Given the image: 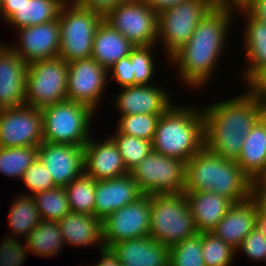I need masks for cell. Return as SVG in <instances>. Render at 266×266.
Masks as SVG:
<instances>
[{
  "mask_svg": "<svg viewBox=\"0 0 266 266\" xmlns=\"http://www.w3.org/2000/svg\"><path fill=\"white\" fill-rule=\"evenodd\" d=\"M235 9L215 5L198 23L190 40L168 59L171 66L178 67L184 85L202 89L210 81L224 53Z\"/></svg>",
  "mask_w": 266,
  "mask_h": 266,
  "instance_id": "1",
  "label": "cell"
},
{
  "mask_svg": "<svg viewBox=\"0 0 266 266\" xmlns=\"http://www.w3.org/2000/svg\"><path fill=\"white\" fill-rule=\"evenodd\" d=\"M244 94L201 107L205 147L225 159L237 160L254 124L265 108L247 87Z\"/></svg>",
  "mask_w": 266,
  "mask_h": 266,
  "instance_id": "2",
  "label": "cell"
},
{
  "mask_svg": "<svg viewBox=\"0 0 266 266\" xmlns=\"http://www.w3.org/2000/svg\"><path fill=\"white\" fill-rule=\"evenodd\" d=\"M254 186L236 160L222 158L205 146L185 163L184 191H210L238 203L253 196Z\"/></svg>",
  "mask_w": 266,
  "mask_h": 266,
  "instance_id": "3",
  "label": "cell"
},
{
  "mask_svg": "<svg viewBox=\"0 0 266 266\" xmlns=\"http://www.w3.org/2000/svg\"><path fill=\"white\" fill-rule=\"evenodd\" d=\"M195 106L173 104L160 116L152 150L186 163L205 146L203 112Z\"/></svg>",
  "mask_w": 266,
  "mask_h": 266,
  "instance_id": "4",
  "label": "cell"
},
{
  "mask_svg": "<svg viewBox=\"0 0 266 266\" xmlns=\"http://www.w3.org/2000/svg\"><path fill=\"white\" fill-rule=\"evenodd\" d=\"M198 233L184 192L150 195L149 236L170 248Z\"/></svg>",
  "mask_w": 266,
  "mask_h": 266,
  "instance_id": "5",
  "label": "cell"
},
{
  "mask_svg": "<svg viewBox=\"0 0 266 266\" xmlns=\"http://www.w3.org/2000/svg\"><path fill=\"white\" fill-rule=\"evenodd\" d=\"M42 111L43 142L84 146L91 138L95 111L79 102L63 101Z\"/></svg>",
  "mask_w": 266,
  "mask_h": 266,
  "instance_id": "6",
  "label": "cell"
},
{
  "mask_svg": "<svg viewBox=\"0 0 266 266\" xmlns=\"http://www.w3.org/2000/svg\"><path fill=\"white\" fill-rule=\"evenodd\" d=\"M104 16L95 10L78 6L69 0L62 6L59 57L67 63L92 55L96 30Z\"/></svg>",
  "mask_w": 266,
  "mask_h": 266,
  "instance_id": "7",
  "label": "cell"
},
{
  "mask_svg": "<svg viewBox=\"0 0 266 266\" xmlns=\"http://www.w3.org/2000/svg\"><path fill=\"white\" fill-rule=\"evenodd\" d=\"M68 63L50 58L29 63L26 73L25 105L42 109L67 99Z\"/></svg>",
  "mask_w": 266,
  "mask_h": 266,
  "instance_id": "8",
  "label": "cell"
},
{
  "mask_svg": "<svg viewBox=\"0 0 266 266\" xmlns=\"http://www.w3.org/2000/svg\"><path fill=\"white\" fill-rule=\"evenodd\" d=\"M215 6L213 0H187L158 13V39L166 60L191 38L201 19Z\"/></svg>",
  "mask_w": 266,
  "mask_h": 266,
  "instance_id": "9",
  "label": "cell"
},
{
  "mask_svg": "<svg viewBox=\"0 0 266 266\" xmlns=\"http://www.w3.org/2000/svg\"><path fill=\"white\" fill-rule=\"evenodd\" d=\"M104 20L135 46H156L158 14L146 0H125L110 9Z\"/></svg>",
  "mask_w": 266,
  "mask_h": 266,
  "instance_id": "10",
  "label": "cell"
},
{
  "mask_svg": "<svg viewBox=\"0 0 266 266\" xmlns=\"http://www.w3.org/2000/svg\"><path fill=\"white\" fill-rule=\"evenodd\" d=\"M144 195L184 192L185 163L151 152L130 171Z\"/></svg>",
  "mask_w": 266,
  "mask_h": 266,
  "instance_id": "11",
  "label": "cell"
},
{
  "mask_svg": "<svg viewBox=\"0 0 266 266\" xmlns=\"http://www.w3.org/2000/svg\"><path fill=\"white\" fill-rule=\"evenodd\" d=\"M150 195H143L133 203L126 204L102 220L104 246L149 236Z\"/></svg>",
  "mask_w": 266,
  "mask_h": 266,
  "instance_id": "12",
  "label": "cell"
},
{
  "mask_svg": "<svg viewBox=\"0 0 266 266\" xmlns=\"http://www.w3.org/2000/svg\"><path fill=\"white\" fill-rule=\"evenodd\" d=\"M42 142L41 109L28 105L0 109V147H39Z\"/></svg>",
  "mask_w": 266,
  "mask_h": 266,
  "instance_id": "13",
  "label": "cell"
},
{
  "mask_svg": "<svg viewBox=\"0 0 266 266\" xmlns=\"http://www.w3.org/2000/svg\"><path fill=\"white\" fill-rule=\"evenodd\" d=\"M108 77V70L92 57L69 62L67 99L83 103L96 112Z\"/></svg>",
  "mask_w": 266,
  "mask_h": 266,
  "instance_id": "14",
  "label": "cell"
},
{
  "mask_svg": "<svg viewBox=\"0 0 266 266\" xmlns=\"http://www.w3.org/2000/svg\"><path fill=\"white\" fill-rule=\"evenodd\" d=\"M19 43L9 45L25 63L59 57L60 24L58 19L18 29Z\"/></svg>",
  "mask_w": 266,
  "mask_h": 266,
  "instance_id": "15",
  "label": "cell"
},
{
  "mask_svg": "<svg viewBox=\"0 0 266 266\" xmlns=\"http://www.w3.org/2000/svg\"><path fill=\"white\" fill-rule=\"evenodd\" d=\"M84 146L42 142L38 157L57 187H65L84 172Z\"/></svg>",
  "mask_w": 266,
  "mask_h": 266,
  "instance_id": "16",
  "label": "cell"
},
{
  "mask_svg": "<svg viewBox=\"0 0 266 266\" xmlns=\"http://www.w3.org/2000/svg\"><path fill=\"white\" fill-rule=\"evenodd\" d=\"M259 222L260 206L253 195L247 200L233 203L211 233L237 250Z\"/></svg>",
  "mask_w": 266,
  "mask_h": 266,
  "instance_id": "17",
  "label": "cell"
},
{
  "mask_svg": "<svg viewBox=\"0 0 266 266\" xmlns=\"http://www.w3.org/2000/svg\"><path fill=\"white\" fill-rule=\"evenodd\" d=\"M151 85H133L123 87L115 97L120 116L149 114L162 115L173 104L171 97L163 87Z\"/></svg>",
  "mask_w": 266,
  "mask_h": 266,
  "instance_id": "18",
  "label": "cell"
},
{
  "mask_svg": "<svg viewBox=\"0 0 266 266\" xmlns=\"http://www.w3.org/2000/svg\"><path fill=\"white\" fill-rule=\"evenodd\" d=\"M84 145V172L96 181L117 178L130 173L116 144L110 137L92 139Z\"/></svg>",
  "mask_w": 266,
  "mask_h": 266,
  "instance_id": "19",
  "label": "cell"
},
{
  "mask_svg": "<svg viewBox=\"0 0 266 266\" xmlns=\"http://www.w3.org/2000/svg\"><path fill=\"white\" fill-rule=\"evenodd\" d=\"M144 194L130 173L107 180L96 181L93 215L103 220L126 204L141 198Z\"/></svg>",
  "mask_w": 266,
  "mask_h": 266,
  "instance_id": "20",
  "label": "cell"
},
{
  "mask_svg": "<svg viewBox=\"0 0 266 266\" xmlns=\"http://www.w3.org/2000/svg\"><path fill=\"white\" fill-rule=\"evenodd\" d=\"M27 66L8 44L0 49V109L25 105Z\"/></svg>",
  "mask_w": 266,
  "mask_h": 266,
  "instance_id": "21",
  "label": "cell"
},
{
  "mask_svg": "<svg viewBox=\"0 0 266 266\" xmlns=\"http://www.w3.org/2000/svg\"><path fill=\"white\" fill-rule=\"evenodd\" d=\"M235 11L240 12L242 19H245L244 48L245 58L248 59L242 73L248 87L258 76L266 71V23L252 18L242 7H237ZM245 18H244V17Z\"/></svg>",
  "mask_w": 266,
  "mask_h": 266,
  "instance_id": "22",
  "label": "cell"
},
{
  "mask_svg": "<svg viewBox=\"0 0 266 266\" xmlns=\"http://www.w3.org/2000/svg\"><path fill=\"white\" fill-rule=\"evenodd\" d=\"M112 249L123 266H169V248L150 236L118 242Z\"/></svg>",
  "mask_w": 266,
  "mask_h": 266,
  "instance_id": "23",
  "label": "cell"
},
{
  "mask_svg": "<svg viewBox=\"0 0 266 266\" xmlns=\"http://www.w3.org/2000/svg\"><path fill=\"white\" fill-rule=\"evenodd\" d=\"M241 170L254 182L266 178V117L262 115L245 137L236 160Z\"/></svg>",
  "mask_w": 266,
  "mask_h": 266,
  "instance_id": "24",
  "label": "cell"
},
{
  "mask_svg": "<svg viewBox=\"0 0 266 266\" xmlns=\"http://www.w3.org/2000/svg\"><path fill=\"white\" fill-rule=\"evenodd\" d=\"M198 232H211L233 202L213 192L184 191Z\"/></svg>",
  "mask_w": 266,
  "mask_h": 266,
  "instance_id": "25",
  "label": "cell"
},
{
  "mask_svg": "<svg viewBox=\"0 0 266 266\" xmlns=\"http://www.w3.org/2000/svg\"><path fill=\"white\" fill-rule=\"evenodd\" d=\"M64 244L71 246H104L102 220L94 215L70 212L58 222Z\"/></svg>",
  "mask_w": 266,
  "mask_h": 266,
  "instance_id": "26",
  "label": "cell"
},
{
  "mask_svg": "<svg viewBox=\"0 0 266 266\" xmlns=\"http://www.w3.org/2000/svg\"><path fill=\"white\" fill-rule=\"evenodd\" d=\"M134 47L135 45L103 19L94 36L91 57L108 70L121 58L130 55Z\"/></svg>",
  "mask_w": 266,
  "mask_h": 266,
  "instance_id": "27",
  "label": "cell"
},
{
  "mask_svg": "<svg viewBox=\"0 0 266 266\" xmlns=\"http://www.w3.org/2000/svg\"><path fill=\"white\" fill-rule=\"evenodd\" d=\"M67 0H24L17 11L5 22L21 29L58 19Z\"/></svg>",
  "mask_w": 266,
  "mask_h": 266,
  "instance_id": "28",
  "label": "cell"
},
{
  "mask_svg": "<svg viewBox=\"0 0 266 266\" xmlns=\"http://www.w3.org/2000/svg\"><path fill=\"white\" fill-rule=\"evenodd\" d=\"M23 241L28 252L48 258L57 255L65 245L59 224L46 220H41Z\"/></svg>",
  "mask_w": 266,
  "mask_h": 266,
  "instance_id": "29",
  "label": "cell"
},
{
  "mask_svg": "<svg viewBox=\"0 0 266 266\" xmlns=\"http://www.w3.org/2000/svg\"><path fill=\"white\" fill-rule=\"evenodd\" d=\"M12 203L8 215L9 228H11L9 232L13 234L14 238L24 235L23 238L26 239L41 221L36 202L33 196L20 194Z\"/></svg>",
  "mask_w": 266,
  "mask_h": 266,
  "instance_id": "30",
  "label": "cell"
},
{
  "mask_svg": "<svg viewBox=\"0 0 266 266\" xmlns=\"http://www.w3.org/2000/svg\"><path fill=\"white\" fill-rule=\"evenodd\" d=\"M71 212L93 215L96 180L83 172L65 187Z\"/></svg>",
  "mask_w": 266,
  "mask_h": 266,
  "instance_id": "31",
  "label": "cell"
},
{
  "mask_svg": "<svg viewBox=\"0 0 266 266\" xmlns=\"http://www.w3.org/2000/svg\"><path fill=\"white\" fill-rule=\"evenodd\" d=\"M38 157V147H0V173L21 180Z\"/></svg>",
  "mask_w": 266,
  "mask_h": 266,
  "instance_id": "32",
  "label": "cell"
},
{
  "mask_svg": "<svg viewBox=\"0 0 266 266\" xmlns=\"http://www.w3.org/2000/svg\"><path fill=\"white\" fill-rule=\"evenodd\" d=\"M41 220L58 222L71 212L64 187H56L33 196Z\"/></svg>",
  "mask_w": 266,
  "mask_h": 266,
  "instance_id": "33",
  "label": "cell"
},
{
  "mask_svg": "<svg viewBox=\"0 0 266 266\" xmlns=\"http://www.w3.org/2000/svg\"><path fill=\"white\" fill-rule=\"evenodd\" d=\"M115 131V134L109 136L119 149L125 167L130 172L151 152L152 141Z\"/></svg>",
  "mask_w": 266,
  "mask_h": 266,
  "instance_id": "34",
  "label": "cell"
},
{
  "mask_svg": "<svg viewBox=\"0 0 266 266\" xmlns=\"http://www.w3.org/2000/svg\"><path fill=\"white\" fill-rule=\"evenodd\" d=\"M169 266H205L201 232L169 248Z\"/></svg>",
  "mask_w": 266,
  "mask_h": 266,
  "instance_id": "35",
  "label": "cell"
},
{
  "mask_svg": "<svg viewBox=\"0 0 266 266\" xmlns=\"http://www.w3.org/2000/svg\"><path fill=\"white\" fill-rule=\"evenodd\" d=\"M237 251L211 232H202V258L205 266H232Z\"/></svg>",
  "mask_w": 266,
  "mask_h": 266,
  "instance_id": "36",
  "label": "cell"
},
{
  "mask_svg": "<svg viewBox=\"0 0 266 266\" xmlns=\"http://www.w3.org/2000/svg\"><path fill=\"white\" fill-rule=\"evenodd\" d=\"M161 115L135 114L119 117V133L153 141L156 125Z\"/></svg>",
  "mask_w": 266,
  "mask_h": 266,
  "instance_id": "37",
  "label": "cell"
},
{
  "mask_svg": "<svg viewBox=\"0 0 266 266\" xmlns=\"http://www.w3.org/2000/svg\"><path fill=\"white\" fill-rule=\"evenodd\" d=\"M154 46H135L130 52L134 85H151L155 73ZM152 53V54H151Z\"/></svg>",
  "mask_w": 266,
  "mask_h": 266,
  "instance_id": "38",
  "label": "cell"
},
{
  "mask_svg": "<svg viewBox=\"0 0 266 266\" xmlns=\"http://www.w3.org/2000/svg\"><path fill=\"white\" fill-rule=\"evenodd\" d=\"M21 179L31 193L22 192L23 195L34 196L39 192L57 187L39 157L34 160Z\"/></svg>",
  "mask_w": 266,
  "mask_h": 266,
  "instance_id": "39",
  "label": "cell"
},
{
  "mask_svg": "<svg viewBox=\"0 0 266 266\" xmlns=\"http://www.w3.org/2000/svg\"><path fill=\"white\" fill-rule=\"evenodd\" d=\"M236 251L243 252L254 262H266V226L259 222Z\"/></svg>",
  "mask_w": 266,
  "mask_h": 266,
  "instance_id": "40",
  "label": "cell"
},
{
  "mask_svg": "<svg viewBox=\"0 0 266 266\" xmlns=\"http://www.w3.org/2000/svg\"><path fill=\"white\" fill-rule=\"evenodd\" d=\"M0 244V266H22L26 259L28 249L16 238L8 235Z\"/></svg>",
  "mask_w": 266,
  "mask_h": 266,
  "instance_id": "41",
  "label": "cell"
},
{
  "mask_svg": "<svg viewBox=\"0 0 266 266\" xmlns=\"http://www.w3.org/2000/svg\"><path fill=\"white\" fill-rule=\"evenodd\" d=\"M112 73V74H111ZM112 75V79L120 87H128L134 85V72L132 69V63L130 55L121 58L112 67L108 69V75Z\"/></svg>",
  "mask_w": 266,
  "mask_h": 266,
  "instance_id": "42",
  "label": "cell"
},
{
  "mask_svg": "<svg viewBox=\"0 0 266 266\" xmlns=\"http://www.w3.org/2000/svg\"><path fill=\"white\" fill-rule=\"evenodd\" d=\"M70 2L100 12L103 16L125 0H69Z\"/></svg>",
  "mask_w": 266,
  "mask_h": 266,
  "instance_id": "43",
  "label": "cell"
},
{
  "mask_svg": "<svg viewBox=\"0 0 266 266\" xmlns=\"http://www.w3.org/2000/svg\"><path fill=\"white\" fill-rule=\"evenodd\" d=\"M248 87L255 93L259 102L266 109V71L258 76Z\"/></svg>",
  "mask_w": 266,
  "mask_h": 266,
  "instance_id": "44",
  "label": "cell"
},
{
  "mask_svg": "<svg viewBox=\"0 0 266 266\" xmlns=\"http://www.w3.org/2000/svg\"><path fill=\"white\" fill-rule=\"evenodd\" d=\"M99 250L101 259L95 266H123L112 247L103 246Z\"/></svg>",
  "mask_w": 266,
  "mask_h": 266,
  "instance_id": "45",
  "label": "cell"
},
{
  "mask_svg": "<svg viewBox=\"0 0 266 266\" xmlns=\"http://www.w3.org/2000/svg\"><path fill=\"white\" fill-rule=\"evenodd\" d=\"M253 195L260 206V219L266 226V187L262 183L255 184Z\"/></svg>",
  "mask_w": 266,
  "mask_h": 266,
  "instance_id": "46",
  "label": "cell"
},
{
  "mask_svg": "<svg viewBox=\"0 0 266 266\" xmlns=\"http://www.w3.org/2000/svg\"><path fill=\"white\" fill-rule=\"evenodd\" d=\"M24 0H1L0 17L5 22L17 11Z\"/></svg>",
  "mask_w": 266,
  "mask_h": 266,
  "instance_id": "47",
  "label": "cell"
},
{
  "mask_svg": "<svg viewBox=\"0 0 266 266\" xmlns=\"http://www.w3.org/2000/svg\"><path fill=\"white\" fill-rule=\"evenodd\" d=\"M241 7L248 14H266V0H248Z\"/></svg>",
  "mask_w": 266,
  "mask_h": 266,
  "instance_id": "48",
  "label": "cell"
},
{
  "mask_svg": "<svg viewBox=\"0 0 266 266\" xmlns=\"http://www.w3.org/2000/svg\"><path fill=\"white\" fill-rule=\"evenodd\" d=\"M148 5L158 14L161 11L173 7L187 0H146Z\"/></svg>",
  "mask_w": 266,
  "mask_h": 266,
  "instance_id": "49",
  "label": "cell"
},
{
  "mask_svg": "<svg viewBox=\"0 0 266 266\" xmlns=\"http://www.w3.org/2000/svg\"><path fill=\"white\" fill-rule=\"evenodd\" d=\"M217 6H228V7H241L248 0H213Z\"/></svg>",
  "mask_w": 266,
  "mask_h": 266,
  "instance_id": "50",
  "label": "cell"
},
{
  "mask_svg": "<svg viewBox=\"0 0 266 266\" xmlns=\"http://www.w3.org/2000/svg\"><path fill=\"white\" fill-rule=\"evenodd\" d=\"M252 18L266 23V14H249Z\"/></svg>",
  "mask_w": 266,
  "mask_h": 266,
  "instance_id": "51",
  "label": "cell"
},
{
  "mask_svg": "<svg viewBox=\"0 0 266 266\" xmlns=\"http://www.w3.org/2000/svg\"><path fill=\"white\" fill-rule=\"evenodd\" d=\"M261 183L266 187V178Z\"/></svg>",
  "mask_w": 266,
  "mask_h": 266,
  "instance_id": "52",
  "label": "cell"
},
{
  "mask_svg": "<svg viewBox=\"0 0 266 266\" xmlns=\"http://www.w3.org/2000/svg\"><path fill=\"white\" fill-rule=\"evenodd\" d=\"M5 46H6V44L3 45V43H0V49H2Z\"/></svg>",
  "mask_w": 266,
  "mask_h": 266,
  "instance_id": "53",
  "label": "cell"
},
{
  "mask_svg": "<svg viewBox=\"0 0 266 266\" xmlns=\"http://www.w3.org/2000/svg\"><path fill=\"white\" fill-rule=\"evenodd\" d=\"M263 115L266 117V109L264 110V113H263Z\"/></svg>",
  "mask_w": 266,
  "mask_h": 266,
  "instance_id": "54",
  "label": "cell"
}]
</instances>
